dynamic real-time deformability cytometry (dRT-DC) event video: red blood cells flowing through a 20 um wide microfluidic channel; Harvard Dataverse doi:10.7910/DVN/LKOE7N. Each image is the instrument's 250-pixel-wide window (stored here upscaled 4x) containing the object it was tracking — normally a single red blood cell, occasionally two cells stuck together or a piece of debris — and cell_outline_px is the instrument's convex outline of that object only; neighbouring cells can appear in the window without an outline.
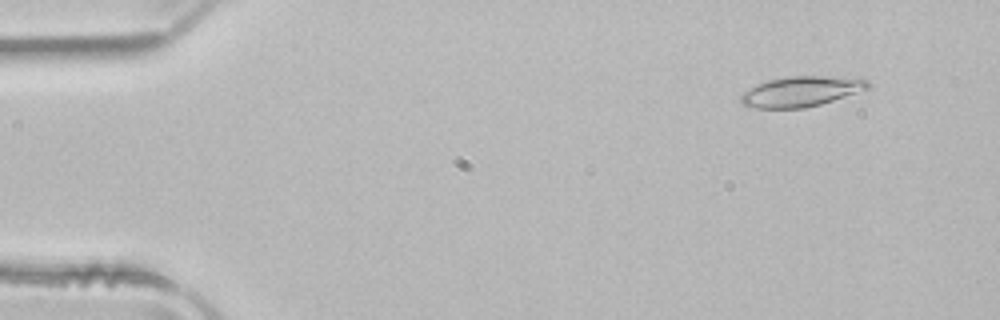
{"species": "common noctule bat (a hibernating species)", "species_latin": "Nyctalus noctula", "temperature_condition": "room temperature", "stored_images_in_passage": 16, "camera_frame_rate_fps": 3000, "um_per_image_px": 0.085, "animal": {"sex": "male", "body_mass_g": 21.5, "forearm_length_mm": 52.0}, "frame": {"image": 1, "passage_image": 5, "time_ms": 1.333, "image_size_px": [1000, 320], "cell_outline_px": [[872, 84], [868, 88], [820, 104], [804, 108], [756, 108], [740, 104], [740, 96], [744, 92], [756, 84], [768, 80], [788, 76], [836, 76], [868, 80]], "centroid_in_image_um": [68.05, 7.77], "position_along_channel_um": 16.9, "area_um2": 22.25}}
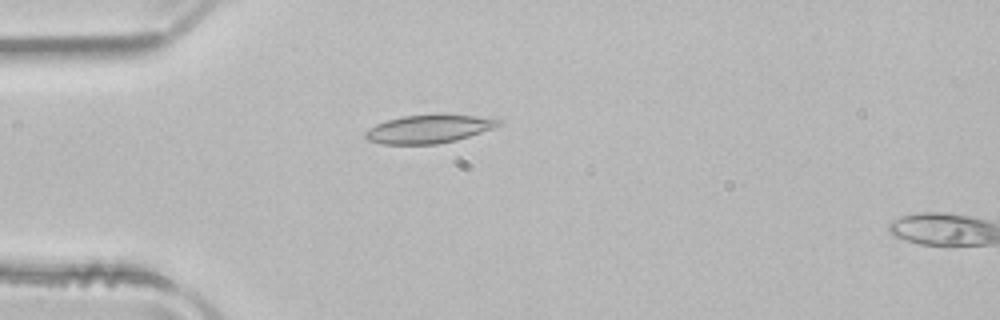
{"frame": {"image": 2, "passage_image": 14, "time_ms": 4.333, "image_size_px": [1000, 320], "cell_outline_px": [[500, 124], [492, 128], [456, 140], [436, 144], [384, 144], [368, 140], [364, 136], [364, 132], [368, 128], [376, 124], [388, 120], [404, 116], [444, 112], [476, 116], [500, 120]], "centroid_in_image_um": [36.41, 10.93], "position_along_channel_um": 48.6, "area_um2": 22.14}}